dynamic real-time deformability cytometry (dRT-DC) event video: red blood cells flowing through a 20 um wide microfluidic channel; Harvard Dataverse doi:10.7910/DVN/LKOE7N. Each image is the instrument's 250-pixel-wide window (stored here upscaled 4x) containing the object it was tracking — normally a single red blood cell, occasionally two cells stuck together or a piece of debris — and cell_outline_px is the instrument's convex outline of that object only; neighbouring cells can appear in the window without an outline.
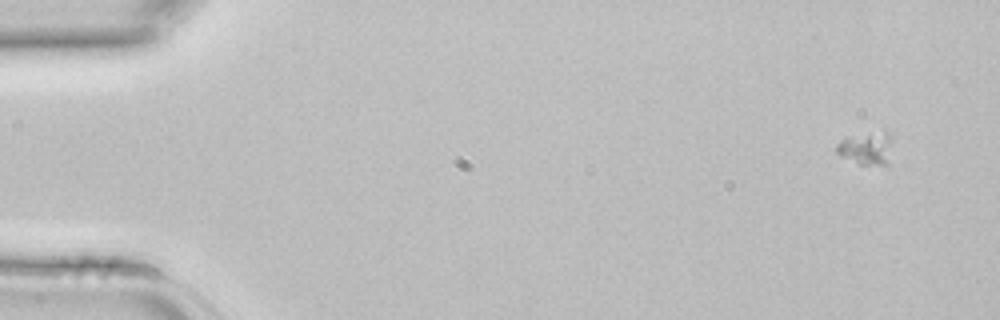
{"species": "common noctule bat (a hibernating species)", "species_latin": "Nyctalus noctula", "temperature_condition": "room temperature", "stored_images_in_passage": 4, "camera_frame_rate_fps": 3000, "um_per_image_px": 0.085, "animal": {"sex": "female", "body_mass_g": 22.7, "forearm_length_mm": 54.2}, "frame": {"image": 1, "passage_image": 1, "time_ms": 0.0, "image_size_px": [1000, 320], "cell_outline_px": [[888, 164], [860, 164], [840, 156], [836, 152], [836, 144], [844, 136], [884, 132], [888, 132]], "centroid_in_image_um": [73.51, 12.61], "position_along_channel_um": 11.5, "area_um2": 10.12}}